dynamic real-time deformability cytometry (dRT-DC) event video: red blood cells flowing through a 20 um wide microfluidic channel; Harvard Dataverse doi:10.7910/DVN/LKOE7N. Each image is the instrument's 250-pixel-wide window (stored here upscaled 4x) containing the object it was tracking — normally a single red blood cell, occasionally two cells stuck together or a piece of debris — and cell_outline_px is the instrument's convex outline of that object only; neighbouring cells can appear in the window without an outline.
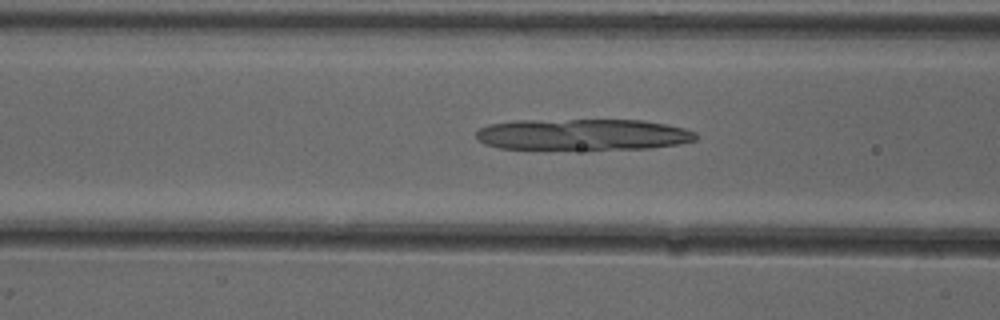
{"species": "common noctule bat (a hibernating species)", "species_latin": "Nyctalus noctula", "temperature_condition": "cold", "stored_images_in_passage": 52, "camera_frame_rate_fps": 3000, "um_per_image_px": 0.085, "animal": {"sex": "female"}, "frame": {"image": 1, "passage_image": 21, "time_ms": 6.667, "image_size_px": [1000, 320], "cell_outline_px": [[696, 140], [680, 144], [652, 148], [544, 152], [500, 148], [484, 144], [476, 140], [476, 132], [480, 128], [488, 124], [516, 120], [644, 120], [684, 128], [696, 132]], "centroid_in_image_um": [49.45, 11.48], "position_along_channel_um": 117.1, "area_um2": 41.96}}
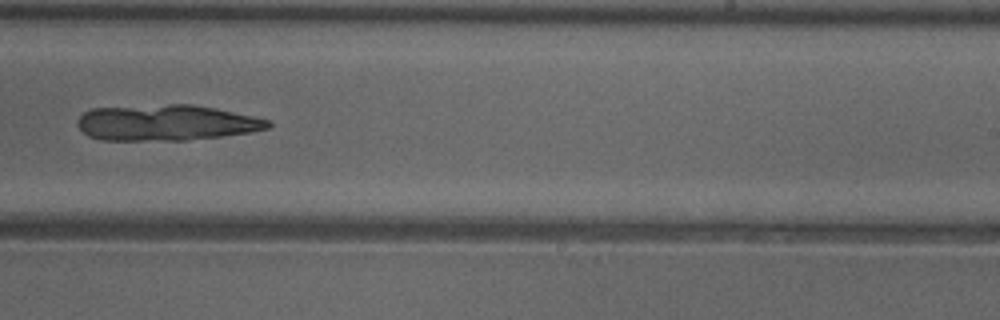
{"frame": {"image": 2, "passage_image": 33, "time_ms": 10.667, "image_size_px": [1000, 320], "cell_outline_px": [[272, 128], [248, 132], [220, 136], [188, 140], [100, 140], [88, 136], [76, 124], [76, 120], [84, 112], [92, 108], [168, 104], [192, 104], [252, 116], [268, 120], [272, 124]], "centroid_in_image_um": [14.08, 10.43], "position_along_channel_um": 274.9, "area_um2": 39.65}}
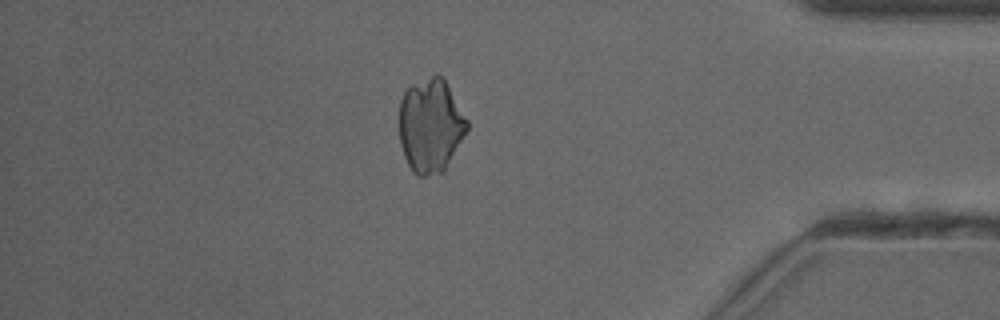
{"frame": {"image": 3, "passage_image": 45, "time_ms": 14.667, "image_size_px": [1000, 320], "cell_outline_px": [[468, 128], [444, 172], [424, 176], [416, 176], [412, 172], [404, 156], [400, 144], [400, 100], [404, 92], [412, 84], [436, 72], [444, 80], [468, 120]], "centroid_in_image_um": [36.59, 10.68], "position_along_channel_um": 398.6, "area_um2": 37.05}}